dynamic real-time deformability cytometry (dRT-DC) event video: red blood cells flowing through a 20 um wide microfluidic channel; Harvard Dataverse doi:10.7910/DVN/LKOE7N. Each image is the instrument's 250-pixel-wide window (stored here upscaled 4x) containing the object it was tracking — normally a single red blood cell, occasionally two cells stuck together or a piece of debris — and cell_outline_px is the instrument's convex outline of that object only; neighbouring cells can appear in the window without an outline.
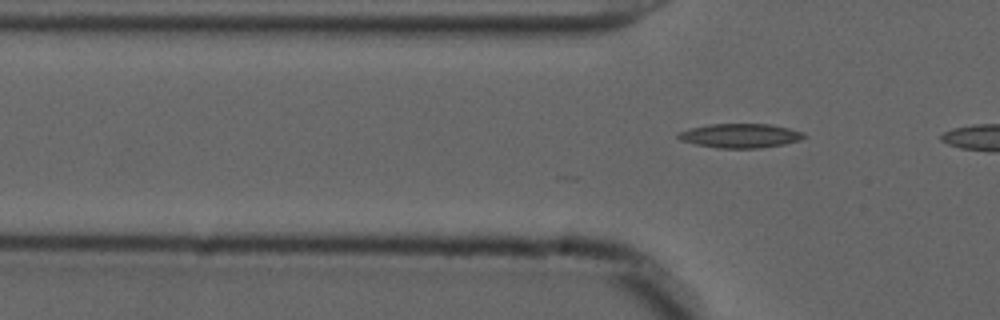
{"species": "common noctule bat (a hibernating species)", "species_latin": "Nyctalus noctula", "temperature_condition": "cold", "stored_images_in_passage": 3, "camera_frame_rate_fps": 3000, "um_per_image_px": 0.085, "animal": {"sex": "male", "forearm_length_mm": 52.5}, "frame": {"image": 1, "passage_image": 3, "time_ms": 0.667, "image_size_px": [1000, 320], "cell_outline_px": [[808, 136], [800, 140], [784, 144], [760, 148], [716, 148], [696, 144], [680, 140], [676, 136], [676, 132], [692, 128], [712, 124], [768, 124], [788, 128], [804, 132]], "centroid_in_image_um": [62.93, 11.54], "position_along_channel_um": 62.9, "area_um2": 17.74}}